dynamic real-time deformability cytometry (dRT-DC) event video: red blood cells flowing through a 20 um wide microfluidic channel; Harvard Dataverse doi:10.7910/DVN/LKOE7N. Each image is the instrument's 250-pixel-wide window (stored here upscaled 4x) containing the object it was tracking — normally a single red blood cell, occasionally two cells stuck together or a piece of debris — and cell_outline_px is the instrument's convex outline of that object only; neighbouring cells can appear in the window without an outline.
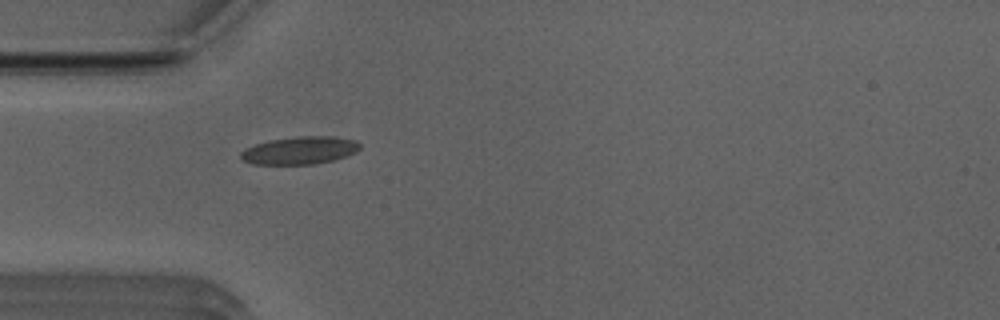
{"species": "Egyptian fruit bat (a non-hibernating species)", "species_latin": "Rousettus aegyptiacus", "temperature_condition": "room temperature", "stored_images_in_passage": 37, "camera_frame_rate_fps": 3000, "um_per_image_px": 0.085, "animal": {"sex": "male"}, "frame": {"image": 1, "passage_image": 1, "time_ms": 0.0, "image_size_px": [1000, 320], "cell_outline_px": [[360, 148], [356, 152], [332, 160], [312, 164], [252, 164], [244, 160], [240, 156], [240, 152], [244, 148], [256, 144], [272, 140], [296, 136], [332, 136], [356, 140], [360, 144]], "centroid_in_image_um": [25.48, 12.77], "position_along_channel_um": 59.5, "area_um2": 19.07}}
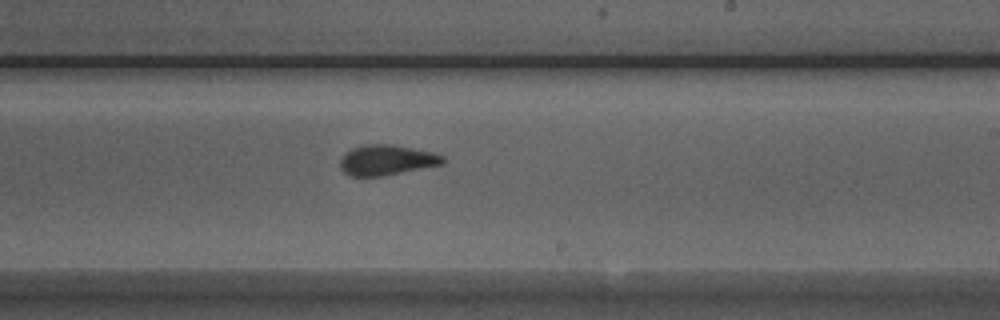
{"frame": {"image": 2, "passage_image": 16, "time_ms": 5.0, "image_size_px": [1000, 320], "cell_outline_px": [[444, 164], [380, 176], [352, 176], [344, 172], [340, 168], [340, 160], [344, 152], [352, 148], [364, 144], [392, 144], [432, 152], [444, 156]], "centroid_in_image_um": [32.84, 13.59], "position_along_channel_um": 256.2, "area_um2": 18.09}}
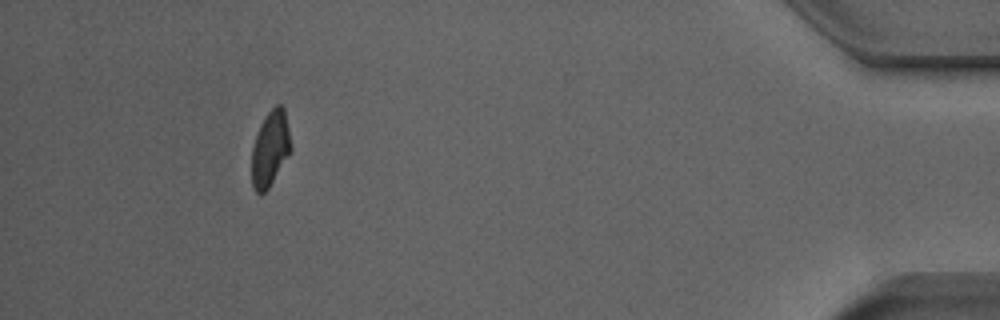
{"frame": {"image": 3, "passage_image": 33, "time_ms": 10.667, "image_size_px": [1000, 320], "cell_outline_px": [[292, 148], [288, 156], [268, 188], [264, 192], [256, 192], [252, 184], [252, 148], [260, 124], [264, 116], [276, 104], [280, 104], [284, 108]], "centroid_in_image_um": [22.97, 12.6], "position_along_channel_um": 412.2, "area_um2": 16.94}, "authors_computed_cell_mechanics": {"area_um2": 18.2648, "velocity_mm_per_s": 3.961, "shape_relaxation_time_tau1_ms": null, "shape_relaxation_time_tau2_ms": 1.1398, "deformation_change_tau1": null, "deformation_change_tau2": 0.0481}}